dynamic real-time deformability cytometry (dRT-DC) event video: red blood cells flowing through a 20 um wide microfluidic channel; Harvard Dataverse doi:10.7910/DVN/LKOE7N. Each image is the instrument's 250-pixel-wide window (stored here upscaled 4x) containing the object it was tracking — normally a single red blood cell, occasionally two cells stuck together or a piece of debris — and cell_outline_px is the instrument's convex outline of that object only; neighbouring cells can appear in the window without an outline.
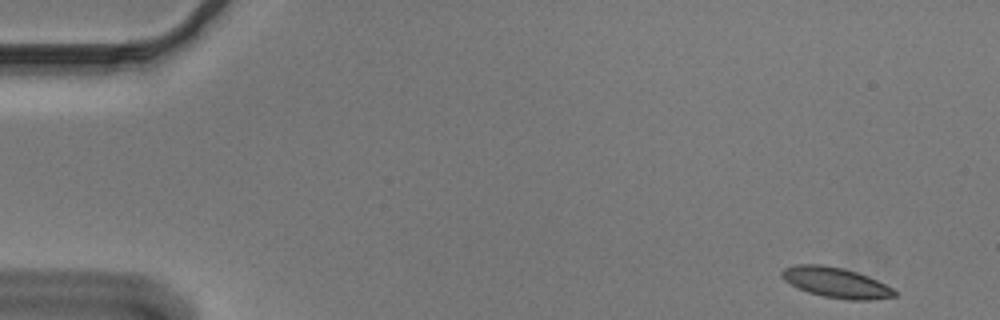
{"species": "Egyptian fruit bat (a non-hibernating species)", "species_latin": "Rousettus aegyptiacus", "temperature_condition": "cold", "stored_images_in_passage": 52, "camera_frame_rate_fps": 3000, "um_per_image_px": 0.085, "animal": {"sex": "male"}, "frame": {"image": 1, "passage_image": 1, "time_ms": 0.0, "image_size_px": [1000, 320], "cell_outline_px": [[896, 296], [872, 300], [848, 300], [824, 296], [808, 292], [784, 280], [780, 276], [780, 272], [784, 268], [796, 264], [820, 264], [844, 268], [868, 276], [892, 288], [896, 292]], "centroid_in_image_um": [71.04, 24.01], "position_along_channel_um": 14.0, "area_um2": 19.77}}
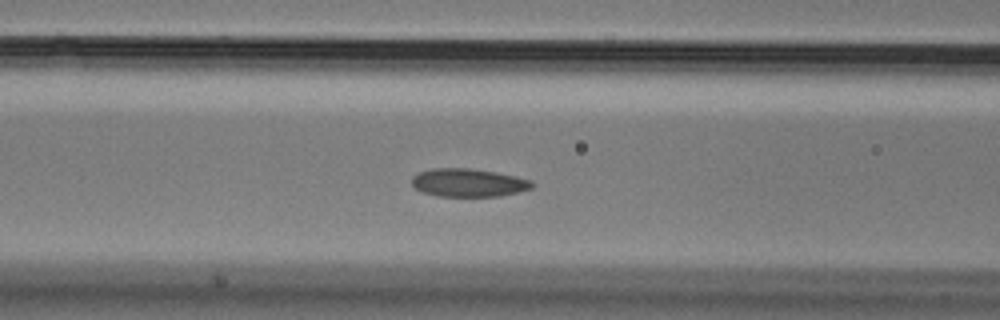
{"frame": {"image": 2, "passage_image": 20, "time_ms": 6.333, "image_size_px": [1000, 320], "cell_outline_px": [[532, 188], [500, 196], [436, 196], [420, 192], [412, 184], [412, 176], [420, 172], [432, 168], [468, 168], [496, 172], [516, 176], [532, 180]], "centroid_in_image_um": [39.78, 15.53], "position_along_channel_um": 126.8, "area_um2": 19.71}}
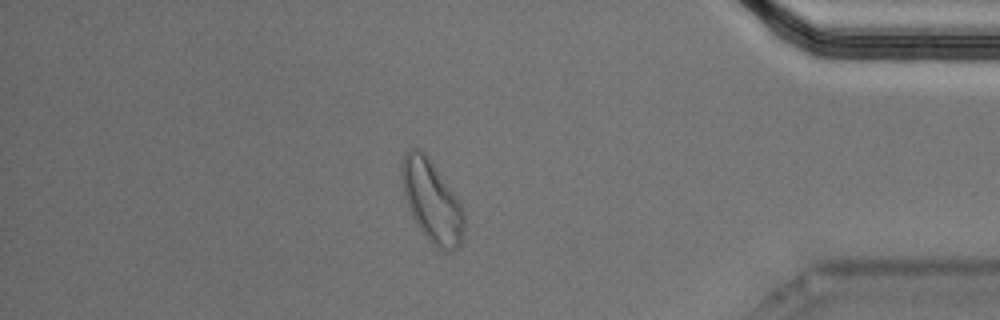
{"frame": {"image": 3, "passage_image": 45, "time_ms": 14.667, "image_size_px": [1000, 320], "cell_outline_px": [[464, 228], [460, 248], [452, 252], [444, 252], [432, 244], [428, 240], [416, 224], [408, 208], [404, 196], [400, 176], [400, 164], [404, 156], [412, 148], [420, 148], [428, 156], [456, 196], [460, 204], [464, 216]], "centroid_in_image_um": [36.69, 17.13], "position_along_channel_um": 398.5, "area_um2": 30.0}, "authors_computed_cell_mechanics": {"area_um2": 19.9988, "velocity_mm_per_s": 3.6383, "shape_relaxation_time_tau1_ms": 2.7788, "shape_relaxation_time_tau2_ms": 4.8007, "deformation_change_tau1": 0.1075, "deformation_change_tau2": 0.0979}}